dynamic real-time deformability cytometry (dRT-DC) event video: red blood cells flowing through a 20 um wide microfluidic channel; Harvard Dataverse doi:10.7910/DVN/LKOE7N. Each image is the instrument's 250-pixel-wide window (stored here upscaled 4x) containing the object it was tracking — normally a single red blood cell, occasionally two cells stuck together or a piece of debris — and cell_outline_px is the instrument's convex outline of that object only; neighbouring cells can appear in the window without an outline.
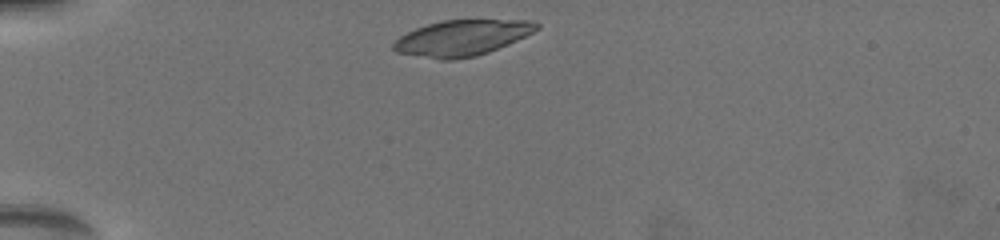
{"species": "common noctule bat (a hibernating species)", "species_latin": "Nyctalus noctula", "temperature_condition": "warm", "stored_images_in_passage": 23, "camera_frame_rate_fps": 3000, "um_per_image_px": 0.085, "animal": {"sex": "female", "body_mass_g": 19.5, "forearm_length_mm": 54.1}, "frame": {"image": 1, "passage_image": 1, "time_ms": 0.0, "image_size_px": [1000, 240], "cell_outline_px": [[540, 28], [508, 44], [488, 52], [476, 56], [452, 60], [440, 60], [396, 52], [392, 48], [392, 44], [400, 36], [416, 28], [428, 24], [444, 20], [532, 20], [540, 24]], "centroid_in_image_um": [39.26, 3.22], "position_along_channel_um": 45.7, "area_um2": 29.65}}
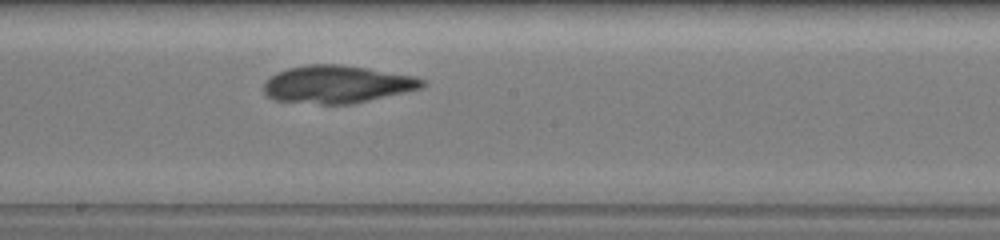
{"frame": {"image": 2, "passage_image": 13, "time_ms": 5.667, "image_size_px": [1000, 240], "cell_outline_px": [[424, 84], [420, 88], [404, 92], [352, 104], [320, 104], [276, 100], [268, 96], [264, 92], [264, 84], [276, 72], [288, 68], [308, 64], [340, 64], [416, 76], [424, 80]], "centroid_in_image_um": [28.64, 7.16], "position_along_channel_um": 219.6, "area_um2": 34.45}}
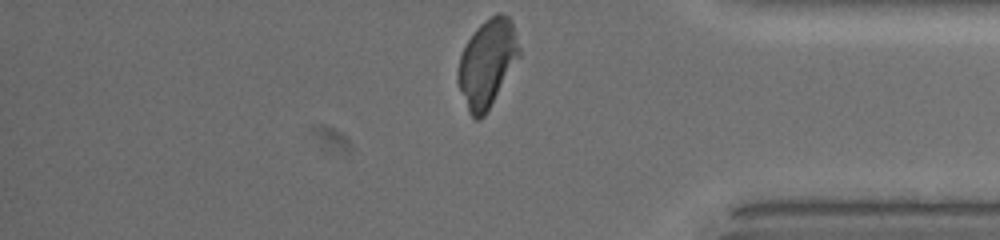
{"frame": {"image": 3, "passage_image": 23, "time_ms": 10.667, "image_size_px": [1000, 240], "cell_outline_px": [[520, 56], [484, 116], [480, 120], [476, 120], [468, 112], [456, 80], [456, 72], [460, 56], [468, 40], [476, 28], [484, 20], [496, 12], [504, 12], [512, 20], [520, 48]], "centroid_in_image_um": [41.4, 5.34], "position_along_channel_um": 393.8, "area_um2": 31.33}}